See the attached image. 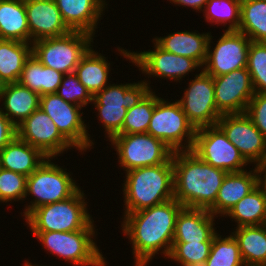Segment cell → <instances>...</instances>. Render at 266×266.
Wrapping results in <instances>:
<instances>
[{
  "mask_svg": "<svg viewBox=\"0 0 266 266\" xmlns=\"http://www.w3.org/2000/svg\"><path fill=\"white\" fill-rule=\"evenodd\" d=\"M182 208L173 198L123 215L121 229L132 243L135 266H147L161 249V253L168 258L173 246L176 219Z\"/></svg>",
  "mask_w": 266,
  "mask_h": 266,
  "instance_id": "6da1fadb",
  "label": "cell"
},
{
  "mask_svg": "<svg viewBox=\"0 0 266 266\" xmlns=\"http://www.w3.org/2000/svg\"><path fill=\"white\" fill-rule=\"evenodd\" d=\"M174 199L183 207L209 210L228 172L209 165L191 150L172 154Z\"/></svg>",
  "mask_w": 266,
  "mask_h": 266,
  "instance_id": "7a4b0ae2",
  "label": "cell"
},
{
  "mask_svg": "<svg viewBox=\"0 0 266 266\" xmlns=\"http://www.w3.org/2000/svg\"><path fill=\"white\" fill-rule=\"evenodd\" d=\"M125 174L124 215L174 198L172 157L166 163L131 169Z\"/></svg>",
  "mask_w": 266,
  "mask_h": 266,
  "instance_id": "3957f363",
  "label": "cell"
},
{
  "mask_svg": "<svg viewBox=\"0 0 266 266\" xmlns=\"http://www.w3.org/2000/svg\"><path fill=\"white\" fill-rule=\"evenodd\" d=\"M84 192L79 188L71 197L34 209L24 218L32 232H71L95 229L88 213ZM92 218V219H91Z\"/></svg>",
  "mask_w": 266,
  "mask_h": 266,
  "instance_id": "277c9868",
  "label": "cell"
},
{
  "mask_svg": "<svg viewBox=\"0 0 266 266\" xmlns=\"http://www.w3.org/2000/svg\"><path fill=\"white\" fill-rule=\"evenodd\" d=\"M149 81L138 83L108 84L93 96V104L98 111V119L103 123L109 140L121 129L125 120L127 109L137 105L151 90Z\"/></svg>",
  "mask_w": 266,
  "mask_h": 266,
  "instance_id": "5b68a950",
  "label": "cell"
},
{
  "mask_svg": "<svg viewBox=\"0 0 266 266\" xmlns=\"http://www.w3.org/2000/svg\"><path fill=\"white\" fill-rule=\"evenodd\" d=\"M43 248L74 266H106L105 257L94 242L95 229L61 232H32ZM94 237V238H93Z\"/></svg>",
  "mask_w": 266,
  "mask_h": 266,
  "instance_id": "8992f818",
  "label": "cell"
},
{
  "mask_svg": "<svg viewBox=\"0 0 266 266\" xmlns=\"http://www.w3.org/2000/svg\"><path fill=\"white\" fill-rule=\"evenodd\" d=\"M93 37L85 32L71 31L60 37L40 39L32 43V55L48 68L64 75L71 74L91 48Z\"/></svg>",
  "mask_w": 266,
  "mask_h": 266,
  "instance_id": "52a82bcc",
  "label": "cell"
},
{
  "mask_svg": "<svg viewBox=\"0 0 266 266\" xmlns=\"http://www.w3.org/2000/svg\"><path fill=\"white\" fill-rule=\"evenodd\" d=\"M47 157L43 163L27 177L26 197L33 196V201L25 207L23 216L26 218L34 209L71 197L78 189L75 180L58 164ZM71 176V177H70Z\"/></svg>",
  "mask_w": 266,
  "mask_h": 266,
  "instance_id": "ba28073f",
  "label": "cell"
},
{
  "mask_svg": "<svg viewBox=\"0 0 266 266\" xmlns=\"http://www.w3.org/2000/svg\"><path fill=\"white\" fill-rule=\"evenodd\" d=\"M147 133L177 152L192 150L196 129L178 101L170 103L160 97L154 106Z\"/></svg>",
  "mask_w": 266,
  "mask_h": 266,
  "instance_id": "9c48e42d",
  "label": "cell"
},
{
  "mask_svg": "<svg viewBox=\"0 0 266 266\" xmlns=\"http://www.w3.org/2000/svg\"><path fill=\"white\" fill-rule=\"evenodd\" d=\"M117 151L120 167L131 169L166 163L173 151L148 133L116 134L110 140Z\"/></svg>",
  "mask_w": 266,
  "mask_h": 266,
  "instance_id": "30bf717a",
  "label": "cell"
},
{
  "mask_svg": "<svg viewBox=\"0 0 266 266\" xmlns=\"http://www.w3.org/2000/svg\"><path fill=\"white\" fill-rule=\"evenodd\" d=\"M191 151L209 165L228 173L244 171V166L249 164L217 125L197 129Z\"/></svg>",
  "mask_w": 266,
  "mask_h": 266,
  "instance_id": "8fae6325",
  "label": "cell"
},
{
  "mask_svg": "<svg viewBox=\"0 0 266 266\" xmlns=\"http://www.w3.org/2000/svg\"><path fill=\"white\" fill-rule=\"evenodd\" d=\"M154 50L144 52H130L123 48H117L120 55L135 64L148 78L153 77L176 80L184 78L187 73L201 67L195 60L170 53L162 49L154 40Z\"/></svg>",
  "mask_w": 266,
  "mask_h": 266,
  "instance_id": "7c38bea8",
  "label": "cell"
},
{
  "mask_svg": "<svg viewBox=\"0 0 266 266\" xmlns=\"http://www.w3.org/2000/svg\"><path fill=\"white\" fill-rule=\"evenodd\" d=\"M183 94L177 101L196 130L217 124L222 115L217 110L211 75L202 69L190 80Z\"/></svg>",
  "mask_w": 266,
  "mask_h": 266,
  "instance_id": "4fadbf2b",
  "label": "cell"
},
{
  "mask_svg": "<svg viewBox=\"0 0 266 266\" xmlns=\"http://www.w3.org/2000/svg\"><path fill=\"white\" fill-rule=\"evenodd\" d=\"M39 107L53 120L60 133L80 152L92 145L87 125L82 119L83 107L66 102L56 93L40 96Z\"/></svg>",
  "mask_w": 266,
  "mask_h": 266,
  "instance_id": "5bb4252c",
  "label": "cell"
},
{
  "mask_svg": "<svg viewBox=\"0 0 266 266\" xmlns=\"http://www.w3.org/2000/svg\"><path fill=\"white\" fill-rule=\"evenodd\" d=\"M216 125L248 163L266 165V137L246 113L222 115Z\"/></svg>",
  "mask_w": 266,
  "mask_h": 266,
  "instance_id": "9a60e30c",
  "label": "cell"
},
{
  "mask_svg": "<svg viewBox=\"0 0 266 266\" xmlns=\"http://www.w3.org/2000/svg\"><path fill=\"white\" fill-rule=\"evenodd\" d=\"M210 34L207 47V58L204 63L205 72L212 77L226 75L231 71L247 66L248 51L251 40L238 30H225L211 50Z\"/></svg>",
  "mask_w": 266,
  "mask_h": 266,
  "instance_id": "2e32d148",
  "label": "cell"
},
{
  "mask_svg": "<svg viewBox=\"0 0 266 266\" xmlns=\"http://www.w3.org/2000/svg\"><path fill=\"white\" fill-rule=\"evenodd\" d=\"M17 137L55 158L74 146L60 133L53 120L39 107L16 126Z\"/></svg>",
  "mask_w": 266,
  "mask_h": 266,
  "instance_id": "e0dca14e",
  "label": "cell"
},
{
  "mask_svg": "<svg viewBox=\"0 0 266 266\" xmlns=\"http://www.w3.org/2000/svg\"><path fill=\"white\" fill-rule=\"evenodd\" d=\"M213 81L216 106L221 115L246 112L255 93L246 67L213 77Z\"/></svg>",
  "mask_w": 266,
  "mask_h": 266,
  "instance_id": "ac0fdd59",
  "label": "cell"
},
{
  "mask_svg": "<svg viewBox=\"0 0 266 266\" xmlns=\"http://www.w3.org/2000/svg\"><path fill=\"white\" fill-rule=\"evenodd\" d=\"M30 43L44 38L60 37L71 32L55 0H24Z\"/></svg>",
  "mask_w": 266,
  "mask_h": 266,
  "instance_id": "d6986e66",
  "label": "cell"
},
{
  "mask_svg": "<svg viewBox=\"0 0 266 266\" xmlns=\"http://www.w3.org/2000/svg\"><path fill=\"white\" fill-rule=\"evenodd\" d=\"M251 171L227 173L215 200L214 205L208 210L212 215L225 216L230 209L244 196L248 195L260 184V169L254 167Z\"/></svg>",
  "mask_w": 266,
  "mask_h": 266,
  "instance_id": "ffe728a7",
  "label": "cell"
},
{
  "mask_svg": "<svg viewBox=\"0 0 266 266\" xmlns=\"http://www.w3.org/2000/svg\"><path fill=\"white\" fill-rule=\"evenodd\" d=\"M214 215L206 209L183 207L176 219L173 242H213Z\"/></svg>",
  "mask_w": 266,
  "mask_h": 266,
  "instance_id": "44dd1931",
  "label": "cell"
},
{
  "mask_svg": "<svg viewBox=\"0 0 266 266\" xmlns=\"http://www.w3.org/2000/svg\"><path fill=\"white\" fill-rule=\"evenodd\" d=\"M55 2L71 31L85 32L92 36L95 35L105 5H108L105 0H55Z\"/></svg>",
  "mask_w": 266,
  "mask_h": 266,
  "instance_id": "7402d4cb",
  "label": "cell"
},
{
  "mask_svg": "<svg viewBox=\"0 0 266 266\" xmlns=\"http://www.w3.org/2000/svg\"><path fill=\"white\" fill-rule=\"evenodd\" d=\"M1 101V106H4H0L1 111L17 126L39 108L40 95L19 82L8 83L1 95Z\"/></svg>",
  "mask_w": 266,
  "mask_h": 266,
  "instance_id": "603a6c76",
  "label": "cell"
},
{
  "mask_svg": "<svg viewBox=\"0 0 266 266\" xmlns=\"http://www.w3.org/2000/svg\"><path fill=\"white\" fill-rule=\"evenodd\" d=\"M210 33H196L190 31H178L165 37H156L154 41L164 50L189 57L195 60L201 68L207 58V47Z\"/></svg>",
  "mask_w": 266,
  "mask_h": 266,
  "instance_id": "cb8c5ba5",
  "label": "cell"
},
{
  "mask_svg": "<svg viewBox=\"0 0 266 266\" xmlns=\"http://www.w3.org/2000/svg\"><path fill=\"white\" fill-rule=\"evenodd\" d=\"M47 157L17 136L0 151L1 168L30 176Z\"/></svg>",
  "mask_w": 266,
  "mask_h": 266,
  "instance_id": "d4e9b609",
  "label": "cell"
},
{
  "mask_svg": "<svg viewBox=\"0 0 266 266\" xmlns=\"http://www.w3.org/2000/svg\"><path fill=\"white\" fill-rule=\"evenodd\" d=\"M0 39L30 42L24 0H0Z\"/></svg>",
  "mask_w": 266,
  "mask_h": 266,
  "instance_id": "484cf974",
  "label": "cell"
},
{
  "mask_svg": "<svg viewBox=\"0 0 266 266\" xmlns=\"http://www.w3.org/2000/svg\"><path fill=\"white\" fill-rule=\"evenodd\" d=\"M106 58L91 47L75 68L74 74L92 96L109 84L110 62Z\"/></svg>",
  "mask_w": 266,
  "mask_h": 266,
  "instance_id": "4316f807",
  "label": "cell"
},
{
  "mask_svg": "<svg viewBox=\"0 0 266 266\" xmlns=\"http://www.w3.org/2000/svg\"><path fill=\"white\" fill-rule=\"evenodd\" d=\"M231 217L242 226H258L266 224V189L260 183L248 195L235 204L225 217Z\"/></svg>",
  "mask_w": 266,
  "mask_h": 266,
  "instance_id": "83f0119b",
  "label": "cell"
},
{
  "mask_svg": "<svg viewBox=\"0 0 266 266\" xmlns=\"http://www.w3.org/2000/svg\"><path fill=\"white\" fill-rule=\"evenodd\" d=\"M63 75L52 68L44 66L34 55L26 60L18 82L40 96L56 93Z\"/></svg>",
  "mask_w": 266,
  "mask_h": 266,
  "instance_id": "f1b7e54d",
  "label": "cell"
},
{
  "mask_svg": "<svg viewBox=\"0 0 266 266\" xmlns=\"http://www.w3.org/2000/svg\"><path fill=\"white\" fill-rule=\"evenodd\" d=\"M245 266H266V224L242 226L232 232Z\"/></svg>",
  "mask_w": 266,
  "mask_h": 266,
  "instance_id": "f546056e",
  "label": "cell"
},
{
  "mask_svg": "<svg viewBox=\"0 0 266 266\" xmlns=\"http://www.w3.org/2000/svg\"><path fill=\"white\" fill-rule=\"evenodd\" d=\"M31 54L32 43L0 39L1 78L7 84L18 82L24 63Z\"/></svg>",
  "mask_w": 266,
  "mask_h": 266,
  "instance_id": "4dcf8cb0",
  "label": "cell"
},
{
  "mask_svg": "<svg viewBox=\"0 0 266 266\" xmlns=\"http://www.w3.org/2000/svg\"><path fill=\"white\" fill-rule=\"evenodd\" d=\"M238 31L252 42H266V0H241Z\"/></svg>",
  "mask_w": 266,
  "mask_h": 266,
  "instance_id": "1f68e13d",
  "label": "cell"
},
{
  "mask_svg": "<svg viewBox=\"0 0 266 266\" xmlns=\"http://www.w3.org/2000/svg\"><path fill=\"white\" fill-rule=\"evenodd\" d=\"M159 98L150 90L137 105L127 109L122 129L117 134L147 133L154 106Z\"/></svg>",
  "mask_w": 266,
  "mask_h": 266,
  "instance_id": "d6a6232c",
  "label": "cell"
},
{
  "mask_svg": "<svg viewBox=\"0 0 266 266\" xmlns=\"http://www.w3.org/2000/svg\"><path fill=\"white\" fill-rule=\"evenodd\" d=\"M203 266H245L232 233L225 238L218 233L214 235L210 255Z\"/></svg>",
  "mask_w": 266,
  "mask_h": 266,
  "instance_id": "836d02e7",
  "label": "cell"
},
{
  "mask_svg": "<svg viewBox=\"0 0 266 266\" xmlns=\"http://www.w3.org/2000/svg\"><path fill=\"white\" fill-rule=\"evenodd\" d=\"M202 12L205 13L204 17L207 22L225 26L228 22L226 30H239L241 0H208Z\"/></svg>",
  "mask_w": 266,
  "mask_h": 266,
  "instance_id": "e575fe53",
  "label": "cell"
},
{
  "mask_svg": "<svg viewBox=\"0 0 266 266\" xmlns=\"http://www.w3.org/2000/svg\"><path fill=\"white\" fill-rule=\"evenodd\" d=\"M211 247L212 242H173L168 258L181 266H203Z\"/></svg>",
  "mask_w": 266,
  "mask_h": 266,
  "instance_id": "d590c367",
  "label": "cell"
},
{
  "mask_svg": "<svg viewBox=\"0 0 266 266\" xmlns=\"http://www.w3.org/2000/svg\"><path fill=\"white\" fill-rule=\"evenodd\" d=\"M246 68L255 93H266V42L251 41Z\"/></svg>",
  "mask_w": 266,
  "mask_h": 266,
  "instance_id": "8d00e7d4",
  "label": "cell"
},
{
  "mask_svg": "<svg viewBox=\"0 0 266 266\" xmlns=\"http://www.w3.org/2000/svg\"><path fill=\"white\" fill-rule=\"evenodd\" d=\"M27 176L4 168L0 169V202L26 199Z\"/></svg>",
  "mask_w": 266,
  "mask_h": 266,
  "instance_id": "74e56055",
  "label": "cell"
},
{
  "mask_svg": "<svg viewBox=\"0 0 266 266\" xmlns=\"http://www.w3.org/2000/svg\"><path fill=\"white\" fill-rule=\"evenodd\" d=\"M56 94L66 102L80 107L87 106L88 102L90 104L93 100V96L74 73L63 75Z\"/></svg>",
  "mask_w": 266,
  "mask_h": 266,
  "instance_id": "f35d334b",
  "label": "cell"
},
{
  "mask_svg": "<svg viewBox=\"0 0 266 266\" xmlns=\"http://www.w3.org/2000/svg\"><path fill=\"white\" fill-rule=\"evenodd\" d=\"M266 137V93H254L245 112Z\"/></svg>",
  "mask_w": 266,
  "mask_h": 266,
  "instance_id": "ab89813d",
  "label": "cell"
},
{
  "mask_svg": "<svg viewBox=\"0 0 266 266\" xmlns=\"http://www.w3.org/2000/svg\"><path fill=\"white\" fill-rule=\"evenodd\" d=\"M17 136L16 126L0 109V151Z\"/></svg>",
  "mask_w": 266,
  "mask_h": 266,
  "instance_id": "60d3db41",
  "label": "cell"
},
{
  "mask_svg": "<svg viewBox=\"0 0 266 266\" xmlns=\"http://www.w3.org/2000/svg\"><path fill=\"white\" fill-rule=\"evenodd\" d=\"M170 3H174L176 5H182L184 7H190L197 11H202L205 7V4L208 0H169Z\"/></svg>",
  "mask_w": 266,
  "mask_h": 266,
  "instance_id": "b9f144b4",
  "label": "cell"
},
{
  "mask_svg": "<svg viewBox=\"0 0 266 266\" xmlns=\"http://www.w3.org/2000/svg\"><path fill=\"white\" fill-rule=\"evenodd\" d=\"M260 169V174H264L263 176H260V183L265 187L266 189V165H263L262 167H259ZM263 177V178H262Z\"/></svg>",
  "mask_w": 266,
  "mask_h": 266,
  "instance_id": "7bdbcfd3",
  "label": "cell"
},
{
  "mask_svg": "<svg viewBox=\"0 0 266 266\" xmlns=\"http://www.w3.org/2000/svg\"><path fill=\"white\" fill-rule=\"evenodd\" d=\"M6 84L7 83L0 76V98H1V95L3 94Z\"/></svg>",
  "mask_w": 266,
  "mask_h": 266,
  "instance_id": "ee69618b",
  "label": "cell"
},
{
  "mask_svg": "<svg viewBox=\"0 0 266 266\" xmlns=\"http://www.w3.org/2000/svg\"><path fill=\"white\" fill-rule=\"evenodd\" d=\"M38 266L37 264H34V266ZM24 266H33V264L32 263H29V262H27V261H25V265ZM41 266V265H40ZM46 266V265H45Z\"/></svg>",
  "mask_w": 266,
  "mask_h": 266,
  "instance_id": "f6af8a7d",
  "label": "cell"
}]
</instances>
